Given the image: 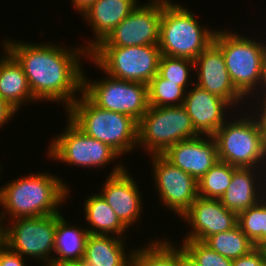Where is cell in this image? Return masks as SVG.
<instances>
[{"mask_svg":"<svg viewBox=\"0 0 266 266\" xmlns=\"http://www.w3.org/2000/svg\"><path fill=\"white\" fill-rule=\"evenodd\" d=\"M256 116L251 114L246 118L242 116L238 120L235 119L232 123L225 122L212 135L217 143L220 161L241 168H253L254 166L258 169L261 164H264L265 138L262 123ZM259 162H261L260 165H257Z\"/></svg>","mask_w":266,"mask_h":266,"instance_id":"cell-5","label":"cell"},{"mask_svg":"<svg viewBox=\"0 0 266 266\" xmlns=\"http://www.w3.org/2000/svg\"><path fill=\"white\" fill-rule=\"evenodd\" d=\"M96 0H72L76 10L82 14L86 9H88Z\"/></svg>","mask_w":266,"mask_h":266,"instance_id":"cell-36","label":"cell"},{"mask_svg":"<svg viewBox=\"0 0 266 266\" xmlns=\"http://www.w3.org/2000/svg\"><path fill=\"white\" fill-rule=\"evenodd\" d=\"M150 156L153 158L155 188L161 201L181 217L198 197V181L162 155Z\"/></svg>","mask_w":266,"mask_h":266,"instance_id":"cell-13","label":"cell"},{"mask_svg":"<svg viewBox=\"0 0 266 266\" xmlns=\"http://www.w3.org/2000/svg\"><path fill=\"white\" fill-rule=\"evenodd\" d=\"M3 50L6 53L0 59V98L18 111L24 101L34 102L35 98L21 64L7 49Z\"/></svg>","mask_w":266,"mask_h":266,"instance_id":"cell-20","label":"cell"},{"mask_svg":"<svg viewBox=\"0 0 266 266\" xmlns=\"http://www.w3.org/2000/svg\"><path fill=\"white\" fill-rule=\"evenodd\" d=\"M84 210L85 219L92 228H87L88 234H112V236L117 234V237H121L127 230V227L120 221L114 210L100 194L90 195L86 199Z\"/></svg>","mask_w":266,"mask_h":266,"instance_id":"cell-24","label":"cell"},{"mask_svg":"<svg viewBox=\"0 0 266 266\" xmlns=\"http://www.w3.org/2000/svg\"><path fill=\"white\" fill-rule=\"evenodd\" d=\"M63 134L52 140L48 156L53 160L84 167L110 164L120 155L110 146L86 135L69 118Z\"/></svg>","mask_w":266,"mask_h":266,"instance_id":"cell-11","label":"cell"},{"mask_svg":"<svg viewBox=\"0 0 266 266\" xmlns=\"http://www.w3.org/2000/svg\"><path fill=\"white\" fill-rule=\"evenodd\" d=\"M118 164L108 175L100 195L128 228L138 220L142 212V200L136 181ZM130 175V176H129Z\"/></svg>","mask_w":266,"mask_h":266,"instance_id":"cell-16","label":"cell"},{"mask_svg":"<svg viewBox=\"0 0 266 266\" xmlns=\"http://www.w3.org/2000/svg\"><path fill=\"white\" fill-rule=\"evenodd\" d=\"M232 266H266V257L261 247H255L247 255L232 260Z\"/></svg>","mask_w":266,"mask_h":266,"instance_id":"cell-32","label":"cell"},{"mask_svg":"<svg viewBox=\"0 0 266 266\" xmlns=\"http://www.w3.org/2000/svg\"><path fill=\"white\" fill-rule=\"evenodd\" d=\"M68 196L66 183L48 173L20 177L0 188L1 207L12 220L58 214Z\"/></svg>","mask_w":266,"mask_h":266,"instance_id":"cell-2","label":"cell"},{"mask_svg":"<svg viewBox=\"0 0 266 266\" xmlns=\"http://www.w3.org/2000/svg\"><path fill=\"white\" fill-rule=\"evenodd\" d=\"M16 113V110L11 107L5 100L0 98V127L7 123L12 116Z\"/></svg>","mask_w":266,"mask_h":266,"instance_id":"cell-34","label":"cell"},{"mask_svg":"<svg viewBox=\"0 0 266 266\" xmlns=\"http://www.w3.org/2000/svg\"><path fill=\"white\" fill-rule=\"evenodd\" d=\"M61 266H88L83 261H76V262H68Z\"/></svg>","mask_w":266,"mask_h":266,"instance_id":"cell-40","label":"cell"},{"mask_svg":"<svg viewBox=\"0 0 266 266\" xmlns=\"http://www.w3.org/2000/svg\"><path fill=\"white\" fill-rule=\"evenodd\" d=\"M67 110L68 118L86 135L110 146L120 156L137 145L138 123L128 115L102 109L83 92Z\"/></svg>","mask_w":266,"mask_h":266,"instance_id":"cell-3","label":"cell"},{"mask_svg":"<svg viewBox=\"0 0 266 266\" xmlns=\"http://www.w3.org/2000/svg\"><path fill=\"white\" fill-rule=\"evenodd\" d=\"M162 0L140 5L119 24L97 47L158 45Z\"/></svg>","mask_w":266,"mask_h":266,"instance_id":"cell-12","label":"cell"},{"mask_svg":"<svg viewBox=\"0 0 266 266\" xmlns=\"http://www.w3.org/2000/svg\"><path fill=\"white\" fill-rule=\"evenodd\" d=\"M238 225L255 247H261L266 243V201L264 198L238 214Z\"/></svg>","mask_w":266,"mask_h":266,"instance_id":"cell-28","label":"cell"},{"mask_svg":"<svg viewBox=\"0 0 266 266\" xmlns=\"http://www.w3.org/2000/svg\"><path fill=\"white\" fill-rule=\"evenodd\" d=\"M159 45L95 47L89 58L105 74L146 85L158 73L161 58Z\"/></svg>","mask_w":266,"mask_h":266,"instance_id":"cell-8","label":"cell"},{"mask_svg":"<svg viewBox=\"0 0 266 266\" xmlns=\"http://www.w3.org/2000/svg\"><path fill=\"white\" fill-rule=\"evenodd\" d=\"M191 68L194 70V60L161 55L158 74L168 82L176 83L187 90Z\"/></svg>","mask_w":266,"mask_h":266,"instance_id":"cell-30","label":"cell"},{"mask_svg":"<svg viewBox=\"0 0 266 266\" xmlns=\"http://www.w3.org/2000/svg\"><path fill=\"white\" fill-rule=\"evenodd\" d=\"M61 213L57 214L53 266H61L68 262L82 261L88 231L85 228L69 226ZM83 229V230H82Z\"/></svg>","mask_w":266,"mask_h":266,"instance_id":"cell-23","label":"cell"},{"mask_svg":"<svg viewBox=\"0 0 266 266\" xmlns=\"http://www.w3.org/2000/svg\"><path fill=\"white\" fill-rule=\"evenodd\" d=\"M4 215L6 216L5 211L2 212L1 215H0V221L1 222L3 221L2 219L5 218ZM1 222H0V251L6 246V243H5V229L3 228L4 225L1 224Z\"/></svg>","mask_w":266,"mask_h":266,"instance_id":"cell-38","label":"cell"},{"mask_svg":"<svg viewBox=\"0 0 266 266\" xmlns=\"http://www.w3.org/2000/svg\"><path fill=\"white\" fill-rule=\"evenodd\" d=\"M181 217L192 227L183 241L203 242L211 235L231 230L238 224V215L228 210L219 199L200 196Z\"/></svg>","mask_w":266,"mask_h":266,"instance_id":"cell-14","label":"cell"},{"mask_svg":"<svg viewBox=\"0 0 266 266\" xmlns=\"http://www.w3.org/2000/svg\"><path fill=\"white\" fill-rule=\"evenodd\" d=\"M0 266H25L24 257L5 246L0 251Z\"/></svg>","mask_w":266,"mask_h":266,"instance_id":"cell-33","label":"cell"},{"mask_svg":"<svg viewBox=\"0 0 266 266\" xmlns=\"http://www.w3.org/2000/svg\"><path fill=\"white\" fill-rule=\"evenodd\" d=\"M261 108L258 112H257V116L259 117L261 123H262V127H263V134H264V138H265V145H266V101H263V104L261 105Z\"/></svg>","mask_w":266,"mask_h":266,"instance_id":"cell-37","label":"cell"},{"mask_svg":"<svg viewBox=\"0 0 266 266\" xmlns=\"http://www.w3.org/2000/svg\"><path fill=\"white\" fill-rule=\"evenodd\" d=\"M133 266H179V248L167 239L152 241L146 248L134 249Z\"/></svg>","mask_w":266,"mask_h":266,"instance_id":"cell-26","label":"cell"},{"mask_svg":"<svg viewBox=\"0 0 266 266\" xmlns=\"http://www.w3.org/2000/svg\"><path fill=\"white\" fill-rule=\"evenodd\" d=\"M256 172V168L254 167H238L233 172L230 185L228 186L222 197L219 199L228 210L233 211L238 215L240 212L256 205L263 199L262 196H264L265 194L263 192L261 193V195L259 194L260 185H258L259 182H257L259 181L257 179L259 177V174L256 177ZM255 179L257 180L254 181ZM256 188H258V190Z\"/></svg>","mask_w":266,"mask_h":266,"instance_id":"cell-21","label":"cell"},{"mask_svg":"<svg viewBox=\"0 0 266 266\" xmlns=\"http://www.w3.org/2000/svg\"><path fill=\"white\" fill-rule=\"evenodd\" d=\"M84 76L83 73L82 92L98 107L128 115L137 123L147 112L148 85L117 79L108 74L107 79L91 83Z\"/></svg>","mask_w":266,"mask_h":266,"instance_id":"cell-9","label":"cell"},{"mask_svg":"<svg viewBox=\"0 0 266 266\" xmlns=\"http://www.w3.org/2000/svg\"><path fill=\"white\" fill-rule=\"evenodd\" d=\"M193 12L162 0L159 49L162 55L195 60L212 42L216 32L201 27Z\"/></svg>","mask_w":266,"mask_h":266,"instance_id":"cell-4","label":"cell"},{"mask_svg":"<svg viewBox=\"0 0 266 266\" xmlns=\"http://www.w3.org/2000/svg\"><path fill=\"white\" fill-rule=\"evenodd\" d=\"M187 91L176 83L168 82L157 73L148 84V105L152 107L183 105Z\"/></svg>","mask_w":266,"mask_h":266,"instance_id":"cell-29","label":"cell"},{"mask_svg":"<svg viewBox=\"0 0 266 266\" xmlns=\"http://www.w3.org/2000/svg\"><path fill=\"white\" fill-rule=\"evenodd\" d=\"M137 0H96L82 16L90 23L95 40L85 48L89 53L97 47L113 29L137 6Z\"/></svg>","mask_w":266,"mask_h":266,"instance_id":"cell-19","label":"cell"},{"mask_svg":"<svg viewBox=\"0 0 266 266\" xmlns=\"http://www.w3.org/2000/svg\"><path fill=\"white\" fill-rule=\"evenodd\" d=\"M213 42L222 50L230 79L243 97L252 92L253 95L258 90L255 86L261 89L262 62L266 55L263 43L225 30H217Z\"/></svg>","mask_w":266,"mask_h":266,"instance_id":"cell-6","label":"cell"},{"mask_svg":"<svg viewBox=\"0 0 266 266\" xmlns=\"http://www.w3.org/2000/svg\"><path fill=\"white\" fill-rule=\"evenodd\" d=\"M185 94L183 106L191 118L195 130L201 135H213L226 122L230 104L222 98L198 87Z\"/></svg>","mask_w":266,"mask_h":266,"instance_id":"cell-18","label":"cell"},{"mask_svg":"<svg viewBox=\"0 0 266 266\" xmlns=\"http://www.w3.org/2000/svg\"><path fill=\"white\" fill-rule=\"evenodd\" d=\"M203 243L231 260L247 255L255 248L253 242L242 232L238 224L231 230L211 235Z\"/></svg>","mask_w":266,"mask_h":266,"instance_id":"cell-25","label":"cell"},{"mask_svg":"<svg viewBox=\"0 0 266 266\" xmlns=\"http://www.w3.org/2000/svg\"><path fill=\"white\" fill-rule=\"evenodd\" d=\"M122 239L89 234L82 261L88 266H133L134 250L126 256Z\"/></svg>","mask_w":266,"mask_h":266,"instance_id":"cell-22","label":"cell"},{"mask_svg":"<svg viewBox=\"0 0 266 266\" xmlns=\"http://www.w3.org/2000/svg\"><path fill=\"white\" fill-rule=\"evenodd\" d=\"M261 248L263 249L264 253H265V257H266V243H264Z\"/></svg>","mask_w":266,"mask_h":266,"instance_id":"cell-41","label":"cell"},{"mask_svg":"<svg viewBox=\"0 0 266 266\" xmlns=\"http://www.w3.org/2000/svg\"><path fill=\"white\" fill-rule=\"evenodd\" d=\"M237 168L219 160L198 180V196L220 199L230 185L233 172Z\"/></svg>","mask_w":266,"mask_h":266,"instance_id":"cell-27","label":"cell"},{"mask_svg":"<svg viewBox=\"0 0 266 266\" xmlns=\"http://www.w3.org/2000/svg\"><path fill=\"white\" fill-rule=\"evenodd\" d=\"M3 44L21 64L36 102L62 101L68 109L76 101L74 93L82 92L83 86L80 56L89 57L85 48H71V51L49 42L38 45L12 40Z\"/></svg>","mask_w":266,"mask_h":266,"instance_id":"cell-1","label":"cell"},{"mask_svg":"<svg viewBox=\"0 0 266 266\" xmlns=\"http://www.w3.org/2000/svg\"><path fill=\"white\" fill-rule=\"evenodd\" d=\"M263 191H264L263 193H265V194H266L265 190H263ZM263 198H264V200L266 201V196H263Z\"/></svg>","mask_w":266,"mask_h":266,"instance_id":"cell-42","label":"cell"},{"mask_svg":"<svg viewBox=\"0 0 266 266\" xmlns=\"http://www.w3.org/2000/svg\"><path fill=\"white\" fill-rule=\"evenodd\" d=\"M260 84L263 85L262 89L265 92V87H266V55L264 56L263 62H262V74H261V80H260ZM265 97H262L264 100L262 101H266V93L263 95Z\"/></svg>","mask_w":266,"mask_h":266,"instance_id":"cell-39","label":"cell"},{"mask_svg":"<svg viewBox=\"0 0 266 266\" xmlns=\"http://www.w3.org/2000/svg\"><path fill=\"white\" fill-rule=\"evenodd\" d=\"M200 266H232V260L210 249L203 242L183 241L181 246Z\"/></svg>","mask_w":266,"mask_h":266,"instance_id":"cell-31","label":"cell"},{"mask_svg":"<svg viewBox=\"0 0 266 266\" xmlns=\"http://www.w3.org/2000/svg\"><path fill=\"white\" fill-rule=\"evenodd\" d=\"M13 220L11 226L4 227L6 246L22 257L46 259L44 266H53L57 214Z\"/></svg>","mask_w":266,"mask_h":266,"instance_id":"cell-10","label":"cell"},{"mask_svg":"<svg viewBox=\"0 0 266 266\" xmlns=\"http://www.w3.org/2000/svg\"><path fill=\"white\" fill-rule=\"evenodd\" d=\"M179 266H200L195 260L179 246Z\"/></svg>","mask_w":266,"mask_h":266,"instance_id":"cell-35","label":"cell"},{"mask_svg":"<svg viewBox=\"0 0 266 266\" xmlns=\"http://www.w3.org/2000/svg\"><path fill=\"white\" fill-rule=\"evenodd\" d=\"M200 135L185 107L149 106L138 122L137 145H144L151 155H162L171 145Z\"/></svg>","mask_w":266,"mask_h":266,"instance_id":"cell-7","label":"cell"},{"mask_svg":"<svg viewBox=\"0 0 266 266\" xmlns=\"http://www.w3.org/2000/svg\"><path fill=\"white\" fill-rule=\"evenodd\" d=\"M162 156L197 181L219 161L217 143L211 135L180 141L171 145Z\"/></svg>","mask_w":266,"mask_h":266,"instance_id":"cell-17","label":"cell"},{"mask_svg":"<svg viewBox=\"0 0 266 266\" xmlns=\"http://www.w3.org/2000/svg\"><path fill=\"white\" fill-rule=\"evenodd\" d=\"M194 70L198 71V82L194 84L227 101L232 107H237L244 99L230 79L222 50L214 42L194 60Z\"/></svg>","mask_w":266,"mask_h":266,"instance_id":"cell-15","label":"cell"}]
</instances>
